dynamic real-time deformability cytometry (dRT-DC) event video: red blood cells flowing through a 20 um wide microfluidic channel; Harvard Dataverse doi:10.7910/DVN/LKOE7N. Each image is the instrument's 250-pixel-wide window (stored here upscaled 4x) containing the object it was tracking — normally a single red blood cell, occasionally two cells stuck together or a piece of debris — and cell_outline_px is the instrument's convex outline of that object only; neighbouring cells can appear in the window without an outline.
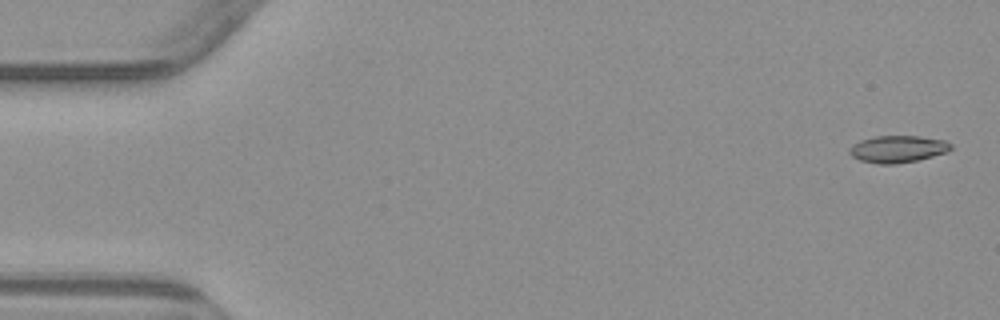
{"species": "common noctule bat (a hibernating species)", "species_latin": "Nyctalus noctula", "temperature_condition": "warm", "stored_images_in_passage": 5, "camera_frame_rate_fps": 3000, "um_per_image_px": 0.085, "animal": {"sex": "male", "body_mass_g": 23.1, "forearm_length_mm": 52.7}, "frame": {"image": 1, "passage_image": 1, "time_ms": 0.0, "image_size_px": [1000, 320], "cell_outline_px": [[952, 148], [948, 152], [916, 160], [892, 164], [880, 164], [860, 160], [852, 156], [848, 152], [848, 148], [852, 144], [860, 140], [876, 136], [920, 136], [944, 140], [952, 144]], "centroid_in_image_um": [76.29, 12.66], "position_along_channel_um": 8.7, "area_um2": 15.95}}
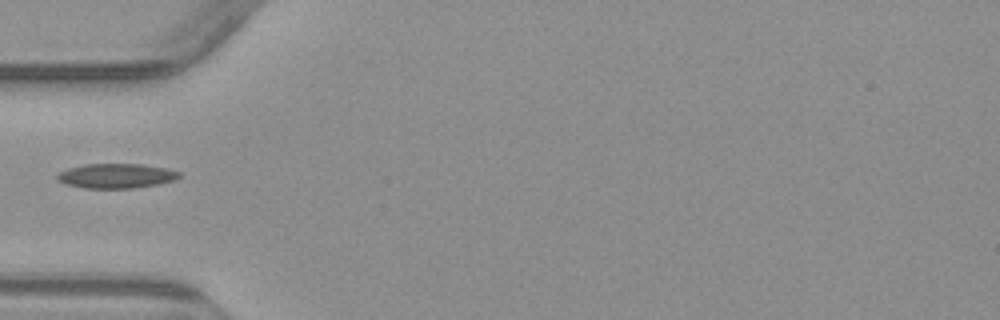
{"frame": {"image": 2, "passage_image": 5, "time_ms": 5.333, "image_size_px": [1000, 320], "cell_outline_px": [[180, 176], [172, 180], [156, 184], [132, 188], [84, 188], [64, 184], [56, 180], [56, 176], [60, 172], [68, 168], [84, 164], [140, 164], [168, 168], [180, 172]], "centroid_in_image_um": [9.83, 14.94], "position_along_channel_um": 75.2, "area_um2": 17.46}}